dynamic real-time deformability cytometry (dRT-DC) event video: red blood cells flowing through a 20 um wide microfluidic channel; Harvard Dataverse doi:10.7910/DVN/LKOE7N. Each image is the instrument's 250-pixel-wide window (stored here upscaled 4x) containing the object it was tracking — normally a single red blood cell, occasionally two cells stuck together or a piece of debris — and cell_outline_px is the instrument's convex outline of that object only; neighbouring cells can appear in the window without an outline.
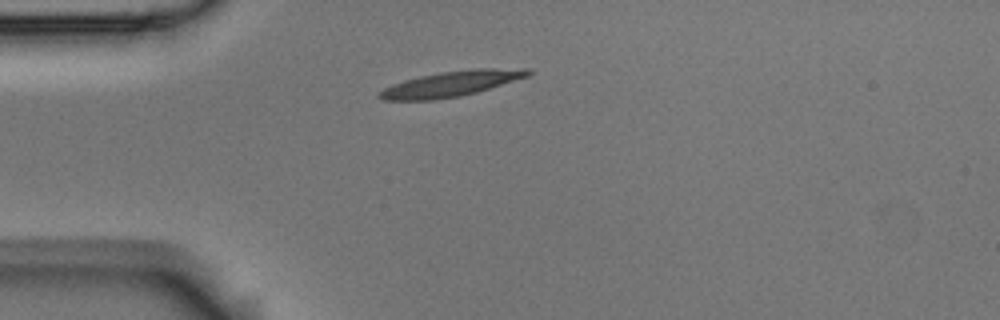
{"species": "Egyptian fruit bat (a non-hibernating species)", "species_latin": "Rousettus aegyptiacus", "temperature_condition": "room temperature", "stored_images_in_passage": 6, "camera_frame_rate_fps": 3000, "um_per_image_px": 0.085, "animal": {"sex": "male"}, "frame": {"image": 1, "passage_image": 1, "time_ms": 0.0, "image_size_px": [1000, 320], "cell_outline_px": [[536, 72], [528, 76], [476, 92], [460, 96], [432, 100], [380, 100], [376, 96], [384, 88], [392, 84], [404, 80], [420, 76], [440, 72], [472, 68], [528, 68]], "centroid_in_image_um": [38.36, 7.11], "position_along_channel_um": 46.6, "area_um2": 22.08}}
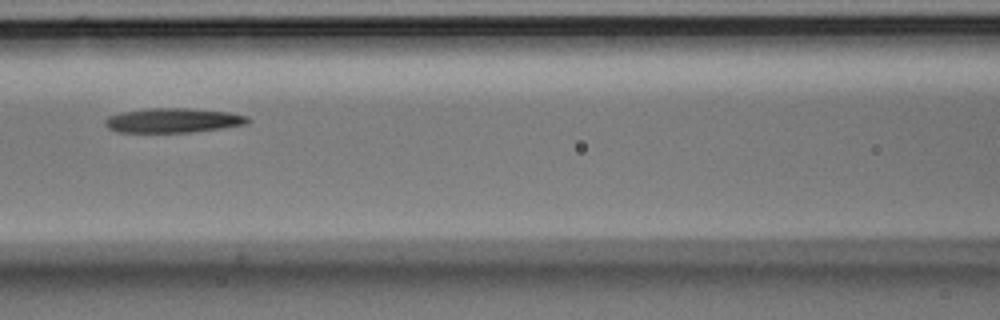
{"frame": {"image": 2, "passage_image": 4, "time_ms": 1.0, "image_size_px": [1000, 320], "cell_outline_px": [[252, 120], [248, 124], [192, 132], [116, 132], [108, 128], [104, 124], [104, 120], [108, 116], [124, 112], [148, 108], [188, 108], [228, 112], [248, 116]], "centroid_in_image_um": [14.72, 10.23], "position_along_channel_um": 151.9, "area_um2": 20.4}}
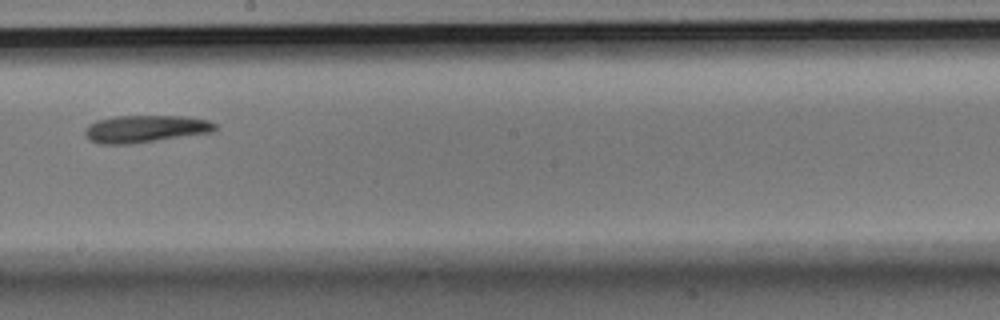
{"frame": {"image": 3, "passage_image": 6, "time_ms": 1.667, "image_size_px": [1000, 320], "cell_outline_px": [[216, 128], [212, 132], [128, 144], [100, 144], [88, 140], [84, 136], [84, 128], [88, 124], [96, 120], [116, 116], [184, 116], [208, 120], [216, 124]], "centroid_in_image_um": [12.28, 10.95], "position_along_channel_um": 235.9, "area_um2": 20.69}}